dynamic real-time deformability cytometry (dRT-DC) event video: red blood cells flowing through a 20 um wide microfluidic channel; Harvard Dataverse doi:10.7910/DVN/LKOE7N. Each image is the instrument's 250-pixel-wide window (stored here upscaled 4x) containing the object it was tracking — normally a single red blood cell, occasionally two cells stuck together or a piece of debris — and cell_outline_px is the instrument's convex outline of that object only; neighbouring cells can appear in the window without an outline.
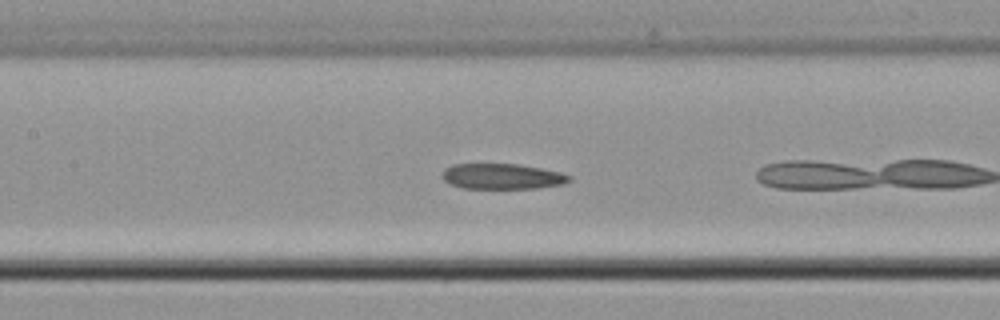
{"species": "common noctule bat (a hibernating species)", "species_latin": "Nyctalus noctula", "temperature_condition": "cold", "stored_images_in_passage": 13, "camera_frame_rate_fps": 3000, "um_per_image_px": 0.085, "animal": {"sex": "male", "body_mass_g": 21.5, "forearm_length_mm": 52.0}, "frame": {"image": 1, "passage_image": 6, "time_ms": 1.667, "image_size_px": [1000, 320], "cell_outline_px": [[572, 180], [564, 184], [536, 188], [464, 188], [448, 184], [444, 180], [444, 168], [452, 164], [516, 164], [540, 168], [560, 172], [572, 176]], "centroid_in_image_um": [42.7, 14.99], "position_along_channel_um": 164.7, "area_um2": 18.84}}